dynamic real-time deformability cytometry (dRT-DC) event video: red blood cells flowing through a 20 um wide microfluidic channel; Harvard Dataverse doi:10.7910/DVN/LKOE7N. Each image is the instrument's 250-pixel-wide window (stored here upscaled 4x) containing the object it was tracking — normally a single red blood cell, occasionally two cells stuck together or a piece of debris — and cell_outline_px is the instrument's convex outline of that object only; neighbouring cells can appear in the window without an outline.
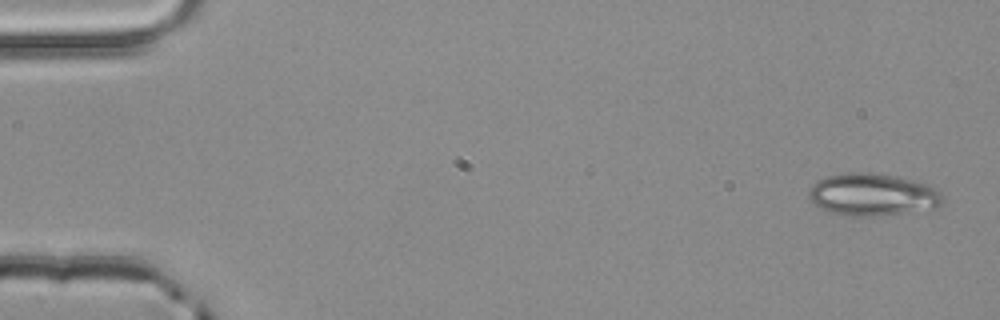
{"species": "common noctule bat (a hibernating species)", "species_latin": "Nyctalus noctula", "temperature_condition": "room temperature", "stored_images_in_passage": 4, "camera_frame_rate_fps": 3000, "um_per_image_px": 0.085, "animal": {"sex": "male", "body_mass_g": 20.4}, "frame": {"image": 1, "passage_image": 1, "time_ms": 0.0, "image_size_px": [1000, 320], "cell_outline_px": [[944, 200], [936, 208], [876, 216], [852, 216], [828, 212], [816, 204], [808, 196], [808, 192], [812, 184], [816, 180], [828, 176], [844, 172], [872, 172], [896, 176], [928, 184], [936, 188], [940, 192]], "centroid_in_image_um": [74.16, 16.53], "position_along_channel_um": 10.8, "area_um2": 33.12}}